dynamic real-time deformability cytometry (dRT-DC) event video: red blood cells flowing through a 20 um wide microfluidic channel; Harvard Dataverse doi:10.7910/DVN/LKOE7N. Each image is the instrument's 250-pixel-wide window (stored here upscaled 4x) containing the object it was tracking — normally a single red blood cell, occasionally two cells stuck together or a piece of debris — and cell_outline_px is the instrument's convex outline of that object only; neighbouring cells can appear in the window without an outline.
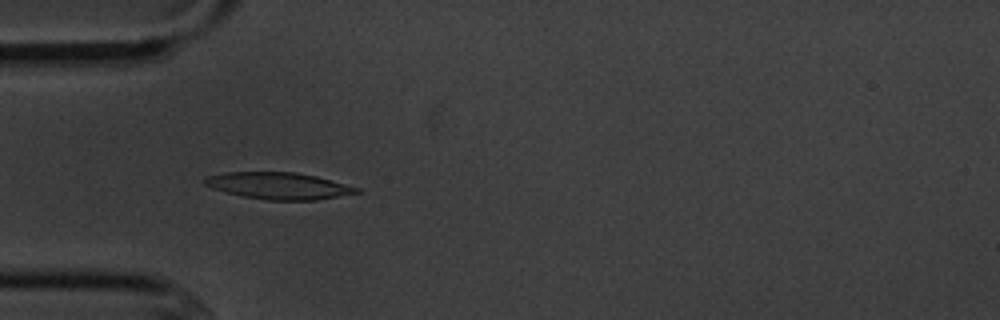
{"species": "common noctule bat (a hibernating species)", "species_latin": "Nyctalus noctula", "temperature_condition": "cold", "stored_images_in_passage": 5, "camera_frame_rate_fps": 3000, "um_per_image_px": 0.085, "animal": {"sex": "male", "body_mass_g": 20.1, "forearm_length_mm": 53.5}, "frame": {"image": 1, "passage_image": 4, "time_ms": 3.667, "image_size_px": [1000, 320], "cell_outline_px": [[360, 192], [316, 200], [268, 200], [244, 196], [224, 192], [212, 188], [204, 184], [204, 180], [208, 176], [224, 172], [296, 172], [316, 176], [360, 188]], "centroid_in_image_um": [23.67, 15.79], "position_along_channel_um": 61.3, "area_um2": 23.52}}
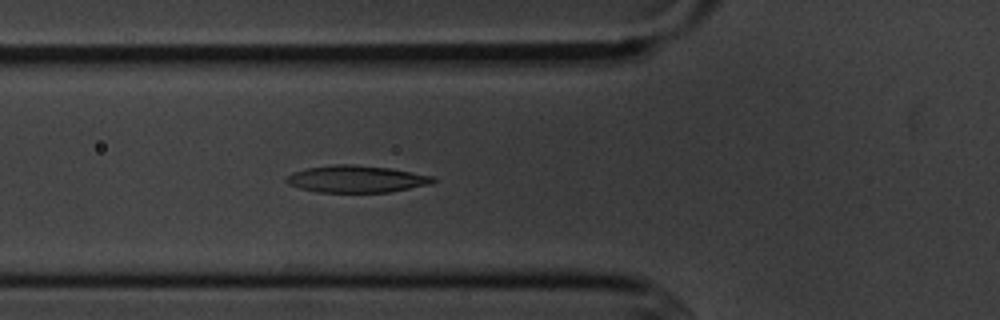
{"frame": {"image": 2, "passage_image": 5, "time_ms": 4.667, "image_size_px": [1000, 320], "cell_outline_px": [[436, 180], [432, 184], [388, 192], [316, 192], [300, 188], [288, 184], [284, 180], [292, 172], [308, 168], [336, 164], [352, 164], [392, 168], [436, 176]], "centroid_in_image_um": [30.33, 15.21], "position_along_channel_um": 95.5, "area_um2": 23.24}}